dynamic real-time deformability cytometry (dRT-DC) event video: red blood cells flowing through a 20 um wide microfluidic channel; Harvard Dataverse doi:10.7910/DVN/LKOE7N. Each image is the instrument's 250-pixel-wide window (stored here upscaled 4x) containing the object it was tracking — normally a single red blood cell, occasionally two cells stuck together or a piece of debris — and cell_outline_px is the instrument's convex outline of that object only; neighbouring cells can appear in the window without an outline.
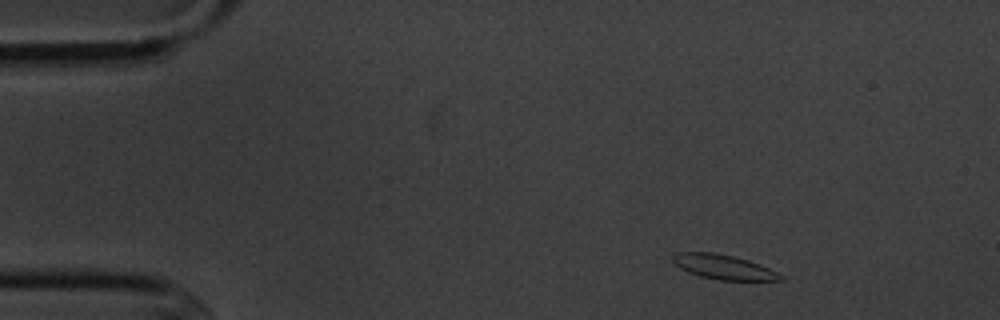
{"species": "common noctule bat (a hibernating species)", "species_latin": "Nyctalus noctula", "temperature_condition": "cold", "stored_images_in_passage": 4, "camera_frame_rate_fps": 3000, "um_per_image_px": 0.085, "animal": {"sex": "male", "body_mass_g": 20.1, "forearm_length_mm": 53.5}, "frame": {"image": 1, "passage_image": 1, "time_ms": 0.0, "image_size_px": [1000, 320], "cell_outline_px": [[788, 280], [716, 280], [700, 276], [688, 272], [680, 268], [672, 260], [672, 256], [676, 252], [712, 252], [732, 256], [748, 260], [760, 264], [784, 276]], "centroid_in_image_um": [61.5, 22.7], "position_along_channel_um": 23.5, "area_um2": 15.43}}
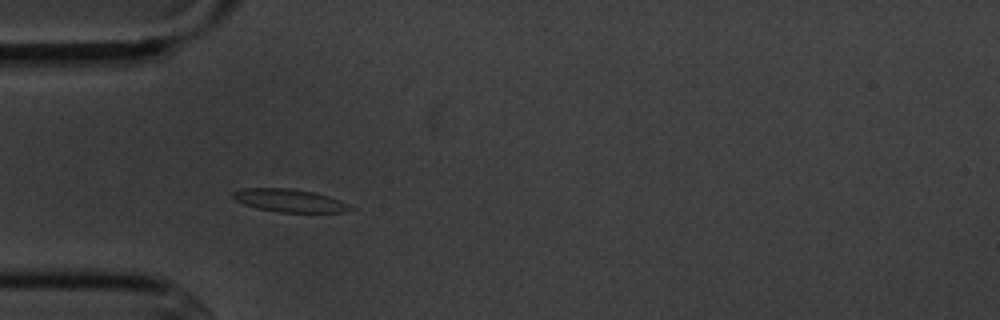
{"frame": {"image": 2, "passage_image": 3, "time_ms": 3.0, "image_size_px": [1000, 320], "cell_outline_px": [[356, 208], [344, 212], [280, 212], [256, 208], [244, 204], [236, 200], [232, 196], [232, 192], [240, 188], [288, 188], [312, 192], [328, 196], [340, 200]], "centroid_in_image_um": [24.6, 17.04], "position_along_channel_um": 60.4, "area_um2": 15.61}}
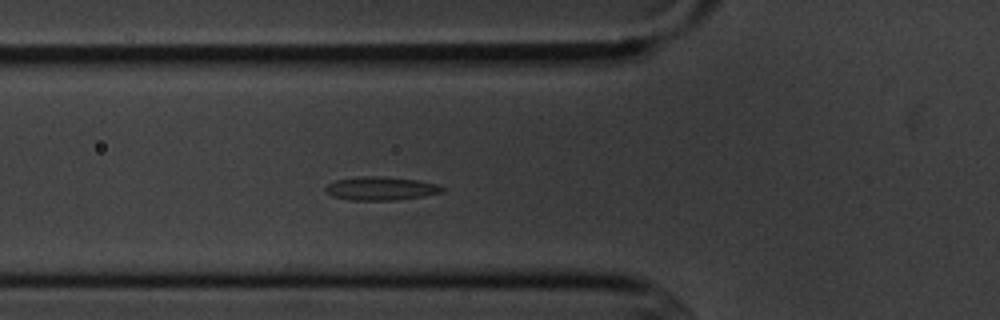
{"frame": {"image": 3, "passage_image": 4, "time_ms": 4.0, "image_size_px": [1000, 320], "cell_outline_px": [[444, 192], [424, 196], [396, 200], [348, 200], [332, 196], [324, 192], [324, 188], [328, 184], [336, 180], [364, 176], [380, 176], [420, 180], [436, 184], [444, 188]], "centroid_in_image_um": [32.36, 16.02], "position_along_channel_um": 93.4, "area_um2": 16.07}}